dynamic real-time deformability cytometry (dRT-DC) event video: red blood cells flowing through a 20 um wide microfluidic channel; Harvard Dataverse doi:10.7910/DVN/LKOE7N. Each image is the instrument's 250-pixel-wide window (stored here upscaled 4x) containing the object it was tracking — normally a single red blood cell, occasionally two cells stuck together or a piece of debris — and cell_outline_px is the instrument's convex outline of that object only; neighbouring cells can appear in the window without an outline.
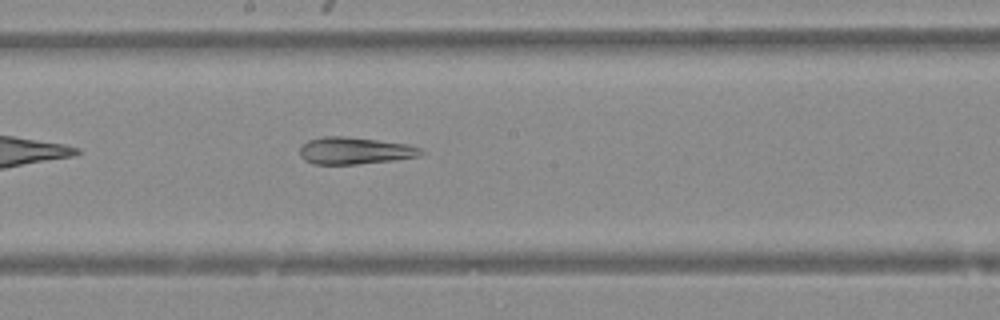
{"species": "Egyptian fruit bat (a non-hibernating species)", "species_latin": "Rousettus aegyptiacus", "temperature_condition": "warm", "stored_images_in_passage": 35, "camera_frame_rate_fps": 3000, "um_per_image_px": 0.085, "animal": {"sex": "female"}, "frame": {"image": 1, "passage_image": 13, "time_ms": 4.0, "image_size_px": [1000, 320], "cell_outline_px": [[424, 152], [420, 156], [392, 160], [356, 164], [312, 164], [304, 160], [300, 156], [300, 144], [308, 140], [320, 136], [344, 136], [408, 144], [420, 148]], "centroid_in_image_um": [30.1, 12.8], "position_along_channel_um": 218.1, "area_um2": 19.13}}
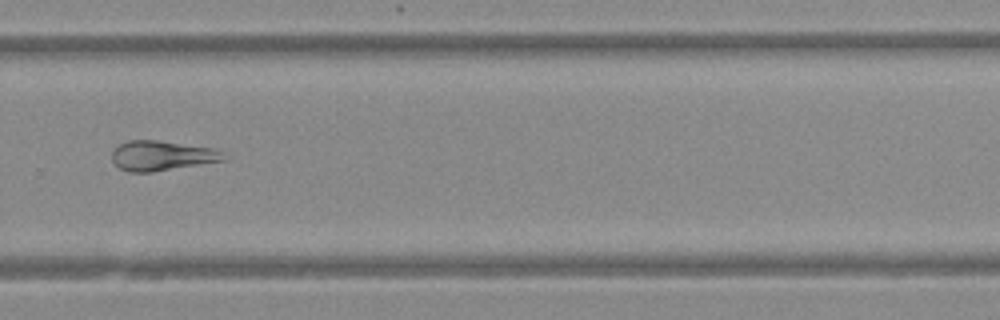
{"frame": {"image": 2, "passage_image": 20, "time_ms": 6.333, "image_size_px": [1000, 320], "cell_outline_px": [[224, 160], [152, 172], [128, 172], [120, 168], [112, 160], [112, 152], [120, 144], [128, 140], [156, 140], [212, 148], [224, 152]], "centroid_in_image_um": [13.72, 13.23], "position_along_channel_um": 316.1, "area_um2": 19.13}}
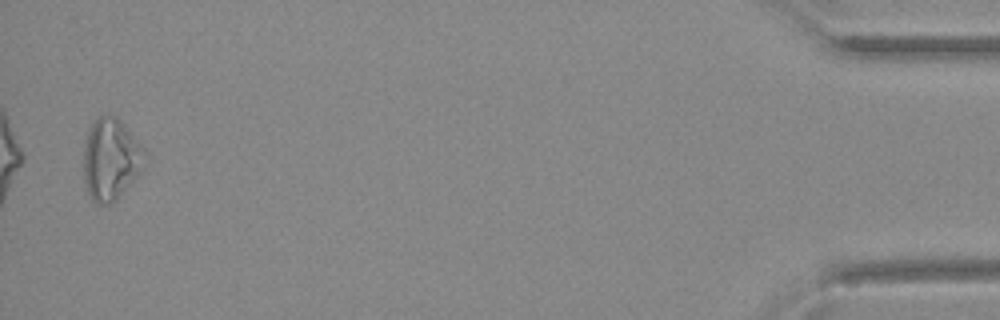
{"frame": {"image": 3, "passage_image": 34, "time_ms": 11.0, "image_size_px": [1000, 320], "cell_outline_px": [[148, 156], [144, 168], [140, 176], [116, 200], [108, 204], [96, 204], [92, 200], [88, 192], [84, 180], [84, 144], [88, 132], [92, 124], [100, 116], [116, 116], [124, 124], [144, 148]], "centroid_in_image_um": [9.47, 13.57], "position_along_channel_um": 425.7, "area_um2": 29.48}}